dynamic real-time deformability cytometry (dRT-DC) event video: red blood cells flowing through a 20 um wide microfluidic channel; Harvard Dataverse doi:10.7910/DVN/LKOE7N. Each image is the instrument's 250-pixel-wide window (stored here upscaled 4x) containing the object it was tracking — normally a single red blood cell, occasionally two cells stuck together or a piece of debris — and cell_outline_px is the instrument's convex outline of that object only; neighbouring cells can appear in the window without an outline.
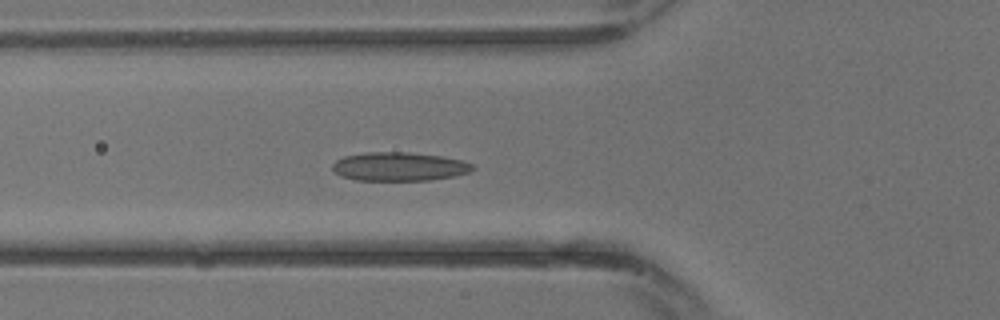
{"species": "common noctule bat (a hibernating species)", "species_latin": "Nyctalus noctula", "temperature_condition": "warm", "stored_images_in_passage": 15, "camera_frame_rate_fps": 3000, "um_per_image_px": 0.085, "animal": {"sex": "male", "body_mass_g": 13.3}, "frame": {"image": 1, "passage_image": 11, "time_ms": 3.333, "image_size_px": [1000, 320], "cell_outline_px": [[476, 168], [468, 172], [452, 176], [428, 180], [356, 180], [340, 176], [332, 168], [332, 164], [336, 160], [344, 156], [364, 152], [408, 152], [444, 156], [464, 160], [472, 164]], "centroid_in_image_um": [33.93, 14.14], "position_along_channel_um": 91.9, "area_um2": 23.52}}
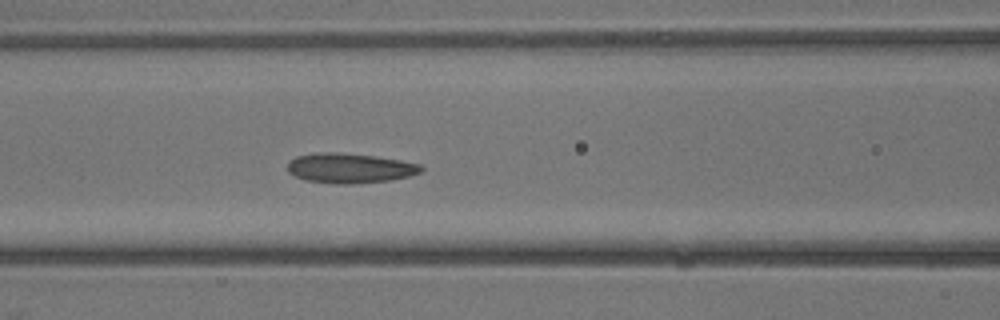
{"frame": {"image": 2, "passage_image": 13, "time_ms": 4.0, "image_size_px": [1000, 320], "cell_outline_px": [[424, 168], [420, 172], [408, 176], [388, 180], [352, 184], [336, 184], [304, 180], [288, 172], [288, 160], [296, 156], [316, 152], [340, 152], [376, 156], [400, 160], [420, 164]], "centroid_in_image_um": [29.69, 14.28], "position_along_channel_um": 136.9, "area_um2": 23.35}}
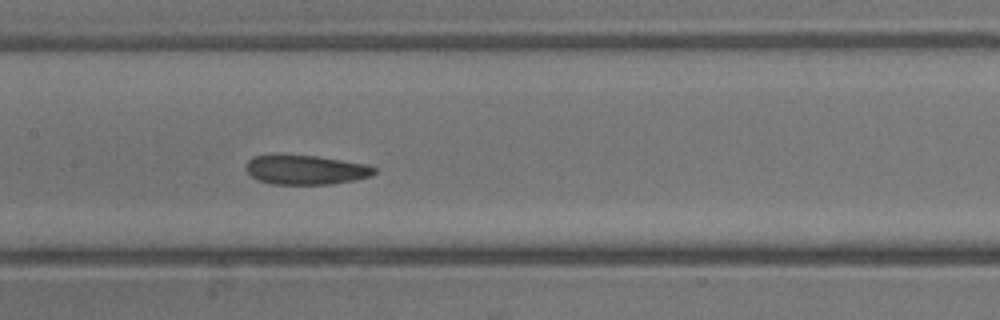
{"frame": {"image": 3, "passage_image": 15, "time_ms": 4.667, "image_size_px": [1000, 320], "cell_outline_px": [[376, 172], [368, 176], [356, 180], [332, 184], [272, 184], [256, 180], [244, 168], [244, 164], [252, 156], [316, 156], [364, 164], [376, 168]], "centroid_in_image_um": [25.95, 14.45], "position_along_channel_um": 181.5, "area_um2": 21.68}}